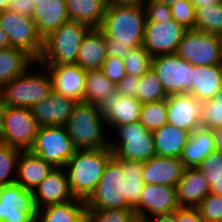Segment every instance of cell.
<instances>
[{
  "instance_id": "1",
  "label": "cell",
  "mask_w": 222,
  "mask_h": 222,
  "mask_svg": "<svg viewBox=\"0 0 222 222\" xmlns=\"http://www.w3.org/2000/svg\"><path fill=\"white\" fill-rule=\"evenodd\" d=\"M113 157L110 147L75 150L65 165L69 186L76 198L85 200L101 179L105 166Z\"/></svg>"
},
{
  "instance_id": "2",
  "label": "cell",
  "mask_w": 222,
  "mask_h": 222,
  "mask_svg": "<svg viewBox=\"0 0 222 222\" xmlns=\"http://www.w3.org/2000/svg\"><path fill=\"white\" fill-rule=\"evenodd\" d=\"M105 120L98 105L77 102L65 125L76 150L104 149L109 147Z\"/></svg>"
},
{
  "instance_id": "3",
  "label": "cell",
  "mask_w": 222,
  "mask_h": 222,
  "mask_svg": "<svg viewBox=\"0 0 222 222\" xmlns=\"http://www.w3.org/2000/svg\"><path fill=\"white\" fill-rule=\"evenodd\" d=\"M145 22L144 7L108 3L100 29L112 43L135 48L144 43Z\"/></svg>"
},
{
  "instance_id": "4",
  "label": "cell",
  "mask_w": 222,
  "mask_h": 222,
  "mask_svg": "<svg viewBox=\"0 0 222 222\" xmlns=\"http://www.w3.org/2000/svg\"><path fill=\"white\" fill-rule=\"evenodd\" d=\"M88 25L69 20L43 39V50L38 63L42 65L76 64L78 51Z\"/></svg>"
},
{
  "instance_id": "5",
  "label": "cell",
  "mask_w": 222,
  "mask_h": 222,
  "mask_svg": "<svg viewBox=\"0 0 222 222\" xmlns=\"http://www.w3.org/2000/svg\"><path fill=\"white\" fill-rule=\"evenodd\" d=\"M36 64L42 71L34 72L30 67L0 89L5 106L31 108L51 92V79L46 67L38 62Z\"/></svg>"
},
{
  "instance_id": "6",
  "label": "cell",
  "mask_w": 222,
  "mask_h": 222,
  "mask_svg": "<svg viewBox=\"0 0 222 222\" xmlns=\"http://www.w3.org/2000/svg\"><path fill=\"white\" fill-rule=\"evenodd\" d=\"M109 147L115 159L145 162L157 156L153 134L140 122L116 127Z\"/></svg>"
},
{
  "instance_id": "7",
  "label": "cell",
  "mask_w": 222,
  "mask_h": 222,
  "mask_svg": "<svg viewBox=\"0 0 222 222\" xmlns=\"http://www.w3.org/2000/svg\"><path fill=\"white\" fill-rule=\"evenodd\" d=\"M126 179L121 164L112 157L99 183L84 200L86 210L132 209L126 202Z\"/></svg>"
},
{
  "instance_id": "8",
  "label": "cell",
  "mask_w": 222,
  "mask_h": 222,
  "mask_svg": "<svg viewBox=\"0 0 222 222\" xmlns=\"http://www.w3.org/2000/svg\"><path fill=\"white\" fill-rule=\"evenodd\" d=\"M75 150L65 126L40 127L29 148L54 167H65Z\"/></svg>"
},
{
  "instance_id": "9",
  "label": "cell",
  "mask_w": 222,
  "mask_h": 222,
  "mask_svg": "<svg viewBox=\"0 0 222 222\" xmlns=\"http://www.w3.org/2000/svg\"><path fill=\"white\" fill-rule=\"evenodd\" d=\"M152 70L158 76L168 96L190 93L194 66L177 53L153 57Z\"/></svg>"
},
{
  "instance_id": "10",
  "label": "cell",
  "mask_w": 222,
  "mask_h": 222,
  "mask_svg": "<svg viewBox=\"0 0 222 222\" xmlns=\"http://www.w3.org/2000/svg\"><path fill=\"white\" fill-rule=\"evenodd\" d=\"M0 27L7 33L11 47L27 51L38 61L43 50V38L32 18L6 9L0 12Z\"/></svg>"
},
{
  "instance_id": "11",
  "label": "cell",
  "mask_w": 222,
  "mask_h": 222,
  "mask_svg": "<svg viewBox=\"0 0 222 222\" xmlns=\"http://www.w3.org/2000/svg\"><path fill=\"white\" fill-rule=\"evenodd\" d=\"M39 128L31 108L6 106L1 142L21 150H29Z\"/></svg>"
},
{
  "instance_id": "12",
  "label": "cell",
  "mask_w": 222,
  "mask_h": 222,
  "mask_svg": "<svg viewBox=\"0 0 222 222\" xmlns=\"http://www.w3.org/2000/svg\"><path fill=\"white\" fill-rule=\"evenodd\" d=\"M221 36L195 29L185 32L176 53L193 66L219 64Z\"/></svg>"
},
{
  "instance_id": "13",
  "label": "cell",
  "mask_w": 222,
  "mask_h": 222,
  "mask_svg": "<svg viewBox=\"0 0 222 222\" xmlns=\"http://www.w3.org/2000/svg\"><path fill=\"white\" fill-rule=\"evenodd\" d=\"M36 212L32 190L17 183L0 187V222H33Z\"/></svg>"
},
{
  "instance_id": "14",
  "label": "cell",
  "mask_w": 222,
  "mask_h": 222,
  "mask_svg": "<svg viewBox=\"0 0 222 222\" xmlns=\"http://www.w3.org/2000/svg\"><path fill=\"white\" fill-rule=\"evenodd\" d=\"M187 30L174 19L145 22L143 47L153 57L176 53Z\"/></svg>"
},
{
  "instance_id": "15",
  "label": "cell",
  "mask_w": 222,
  "mask_h": 222,
  "mask_svg": "<svg viewBox=\"0 0 222 222\" xmlns=\"http://www.w3.org/2000/svg\"><path fill=\"white\" fill-rule=\"evenodd\" d=\"M175 187L166 185L145 184L139 203L133 208L134 214L151 218L177 210Z\"/></svg>"
},
{
  "instance_id": "16",
  "label": "cell",
  "mask_w": 222,
  "mask_h": 222,
  "mask_svg": "<svg viewBox=\"0 0 222 222\" xmlns=\"http://www.w3.org/2000/svg\"><path fill=\"white\" fill-rule=\"evenodd\" d=\"M141 107L142 103L137 98L120 95L118 91L111 93L106 100L98 105L109 132L124 124L138 122Z\"/></svg>"
},
{
  "instance_id": "17",
  "label": "cell",
  "mask_w": 222,
  "mask_h": 222,
  "mask_svg": "<svg viewBox=\"0 0 222 222\" xmlns=\"http://www.w3.org/2000/svg\"><path fill=\"white\" fill-rule=\"evenodd\" d=\"M166 100L169 124L190 133L201 127L202 101L189 93L169 95Z\"/></svg>"
},
{
  "instance_id": "18",
  "label": "cell",
  "mask_w": 222,
  "mask_h": 222,
  "mask_svg": "<svg viewBox=\"0 0 222 222\" xmlns=\"http://www.w3.org/2000/svg\"><path fill=\"white\" fill-rule=\"evenodd\" d=\"M51 79L52 91L77 102L84 101L86 71L77 64L44 65Z\"/></svg>"
},
{
  "instance_id": "19",
  "label": "cell",
  "mask_w": 222,
  "mask_h": 222,
  "mask_svg": "<svg viewBox=\"0 0 222 222\" xmlns=\"http://www.w3.org/2000/svg\"><path fill=\"white\" fill-rule=\"evenodd\" d=\"M77 101L51 90L40 102L31 107L40 127L65 126Z\"/></svg>"
},
{
  "instance_id": "20",
  "label": "cell",
  "mask_w": 222,
  "mask_h": 222,
  "mask_svg": "<svg viewBox=\"0 0 222 222\" xmlns=\"http://www.w3.org/2000/svg\"><path fill=\"white\" fill-rule=\"evenodd\" d=\"M69 186L68 176L64 167H55L33 190L36 209L48 205L64 203L74 199Z\"/></svg>"
},
{
  "instance_id": "21",
  "label": "cell",
  "mask_w": 222,
  "mask_h": 222,
  "mask_svg": "<svg viewBox=\"0 0 222 222\" xmlns=\"http://www.w3.org/2000/svg\"><path fill=\"white\" fill-rule=\"evenodd\" d=\"M184 169L180 158L156 156L143 162V182L175 187Z\"/></svg>"
},
{
  "instance_id": "22",
  "label": "cell",
  "mask_w": 222,
  "mask_h": 222,
  "mask_svg": "<svg viewBox=\"0 0 222 222\" xmlns=\"http://www.w3.org/2000/svg\"><path fill=\"white\" fill-rule=\"evenodd\" d=\"M175 190L178 207L197 209L201 200L210 193V186L197 168H185Z\"/></svg>"
},
{
  "instance_id": "23",
  "label": "cell",
  "mask_w": 222,
  "mask_h": 222,
  "mask_svg": "<svg viewBox=\"0 0 222 222\" xmlns=\"http://www.w3.org/2000/svg\"><path fill=\"white\" fill-rule=\"evenodd\" d=\"M54 168L51 163L29 150H21L17 162L15 183L33 191Z\"/></svg>"
},
{
  "instance_id": "24",
  "label": "cell",
  "mask_w": 222,
  "mask_h": 222,
  "mask_svg": "<svg viewBox=\"0 0 222 222\" xmlns=\"http://www.w3.org/2000/svg\"><path fill=\"white\" fill-rule=\"evenodd\" d=\"M106 57L104 32L100 28H91L80 45L76 64L85 71L102 69Z\"/></svg>"
},
{
  "instance_id": "25",
  "label": "cell",
  "mask_w": 222,
  "mask_h": 222,
  "mask_svg": "<svg viewBox=\"0 0 222 222\" xmlns=\"http://www.w3.org/2000/svg\"><path fill=\"white\" fill-rule=\"evenodd\" d=\"M32 19L39 35L44 39L63 23L69 21L65 0L38 2L34 6Z\"/></svg>"
},
{
  "instance_id": "26",
  "label": "cell",
  "mask_w": 222,
  "mask_h": 222,
  "mask_svg": "<svg viewBox=\"0 0 222 222\" xmlns=\"http://www.w3.org/2000/svg\"><path fill=\"white\" fill-rule=\"evenodd\" d=\"M214 150L216 148L212 131L201 126L190 133L180 160L185 168H197Z\"/></svg>"
},
{
  "instance_id": "27",
  "label": "cell",
  "mask_w": 222,
  "mask_h": 222,
  "mask_svg": "<svg viewBox=\"0 0 222 222\" xmlns=\"http://www.w3.org/2000/svg\"><path fill=\"white\" fill-rule=\"evenodd\" d=\"M37 60L27 51L19 48L0 50V89L9 81L24 74Z\"/></svg>"
},
{
  "instance_id": "28",
  "label": "cell",
  "mask_w": 222,
  "mask_h": 222,
  "mask_svg": "<svg viewBox=\"0 0 222 222\" xmlns=\"http://www.w3.org/2000/svg\"><path fill=\"white\" fill-rule=\"evenodd\" d=\"M222 88V69L219 64L194 66L192 87L189 94L200 101L213 98Z\"/></svg>"
},
{
  "instance_id": "29",
  "label": "cell",
  "mask_w": 222,
  "mask_h": 222,
  "mask_svg": "<svg viewBox=\"0 0 222 222\" xmlns=\"http://www.w3.org/2000/svg\"><path fill=\"white\" fill-rule=\"evenodd\" d=\"M152 134L157 156L180 158L190 132L166 123Z\"/></svg>"
},
{
  "instance_id": "30",
  "label": "cell",
  "mask_w": 222,
  "mask_h": 222,
  "mask_svg": "<svg viewBox=\"0 0 222 222\" xmlns=\"http://www.w3.org/2000/svg\"><path fill=\"white\" fill-rule=\"evenodd\" d=\"M70 20L84 23L91 28H100L103 23L107 0H65Z\"/></svg>"
},
{
  "instance_id": "31",
  "label": "cell",
  "mask_w": 222,
  "mask_h": 222,
  "mask_svg": "<svg viewBox=\"0 0 222 222\" xmlns=\"http://www.w3.org/2000/svg\"><path fill=\"white\" fill-rule=\"evenodd\" d=\"M86 211L84 200L75 197L64 203L37 209L36 220L38 222H79Z\"/></svg>"
},
{
  "instance_id": "32",
  "label": "cell",
  "mask_w": 222,
  "mask_h": 222,
  "mask_svg": "<svg viewBox=\"0 0 222 222\" xmlns=\"http://www.w3.org/2000/svg\"><path fill=\"white\" fill-rule=\"evenodd\" d=\"M116 91V84L105 76L102 69L86 71L84 102L99 105Z\"/></svg>"
},
{
  "instance_id": "33",
  "label": "cell",
  "mask_w": 222,
  "mask_h": 222,
  "mask_svg": "<svg viewBox=\"0 0 222 222\" xmlns=\"http://www.w3.org/2000/svg\"><path fill=\"white\" fill-rule=\"evenodd\" d=\"M122 167L126 179L127 204L133 209L138 203L145 183L143 182V162L116 159Z\"/></svg>"
},
{
  "instance_id": "34",
  "label": "cell",
  "mask_w": 222,
  "mask_h": 222,
  "mask_svg": "<svg viewBox=\"0 0 222 222\" xmlns=\"http://www.w3.org/2000/svg\"><path fill=\"white\" fill-rule=\"evenodd\" d=\"M195 30L222 36V2L196 9Z\"/></svg>"
},
{
  "instance_id": "35",
  "label": "cell",
  "mask_w": 222,
  "mask_h": 222,
  "mask_svg": "<svg viewBox=\"0 0 222 222\" xmlns=\"http://www.w3.org/2000/svg\"><path fill=\"white\" fill-rule=\"evenodd\" d=\"M167 97L168 95L164 91L161 81L152 68L139 77L137 99L142 104L159 102L167 99Z\"/></svg>"
},
{
  "instance_id": "36",
  "label": "cell",
  "mask_w": 222,
  "mask_h": 222,
  "mask_svg": "<svg viewBox=\"0 0 222 222\" xmlns=\"http://www.w3.org/2000/svg\"><path fill=\"white\" fill-rule=\"evenodd\" d=\"M209 183L210 193L222 195V152L214 150L197 167Z\"/></svg>"
},
{
  "instance_id": "37",
  "label": "cell",
  "mask_w": 222,
  "mask_h": 222,
  "mask_svg": "<svg viewBox=\"0 0 222 222\" xmlns=\"http://www.w3.org/2000/svg\"><path fill=\"white\" fill-rule=\"evenodd\" d=\"M139 122L151 132L168 123L167 100L142 104Z\"/></svg>"
},
{
  "instance_id": "38",
  "label": "cell",
  "mask_w": 222,
  "mask_h": 222,
  "mask_svg": "<svg viewBox=\"0 0 222 222\" xmlns=\"http://www.w3.org/2000/svg\"><path fill=\"white\" fill-rule=\"evenodd\" d=\"M21 149L0 142V187L15 183Z\"/></svg>"
},
{
  "instance_id": "39",
  "label": "cell",
  "mask_w": 222,
  "mask_h": 222,
  "mask_svg": "<svg viewBox=\"0 0 222 222\" xmlns=\"http://www.w3.org/2000/svg\"><path fill=\"white\" fill-rule=\"evenodd\" d=\"M153 56L142 46L132 48L123 58L127 75L142 76L152 68Z\"/></svg>"
},
{
  "instance_id": "40",
  "label": "cell",
  "mask_w": 222,
  "mask_h": 222,
  "mask_svg": "<svg viewBox=\"0 0 222 222\" xmlns=\"http://www.w3.org/2000/svg\"><path fill=\"white\" fill-rule=\"evenodd\" d=\"M201 126L211 131L222 128V88L213 98L202 101Z\"/></svg>"
},
{
  "instance_id": "41",
  "label": "cell",
  "mask_w": 222,
  "mask_h": 222,
  "mask_svg": "<svg viewBox=\"0 0 222 222\" xmlns=\"http://www.w3.org/2000/svg\"><path fill=\"white\" fill-rule=\"evenodd\" d=\"M197 209L204 222H222V195L208 193Z\"/></svg>"
},
{
  "instance_id": "42",
  "label": "cell",
  "mask_w": 222,
  "mask_h": 222,
  "mask_svg": "<svg viewBox=\"0 0 222 222\" xmlns=\"http://www.w3.org/2000/svg\"><path fill=\"white\" fill-rule=\"evenodd\" d=\"M172 18L186 29H195L196 8L191 0H179L170 6Z\"/></svg>"
},
{
  "instance_id": "43",
  "label": "cell",
  "mask_w": 222,
  "mask_h": 222,
  "mask_svg": "<svg viewBox=\"0 0 222 222\" xmlns=\"http://www.w3.org/2000/svg\"><path fill=\"white\" fill-rule=\"evenodd\" d=\"M95 222H128L135 214L133 209L87 210Z\"/></svg>"
},
{
  "instance_id": "44",
  "label": "cell",
  "mask_w": 222,
  "mask_h": 222,
  "mask_svg": "<svg viewBox=\"0 0 222 222\" xmlns=\"http://www.w3.org/2000/svg\"><path fill=\"white\" fill-rule=\"evenodd\" d=\"M102 70L105 76L116 85L127 75L123 59L119 57L107 56Z\"/></svg>"
},
{
  "instance_id": "45",
  "label": "cell",
  "mask_w": 222,
  "mask_h": 222,
  "mask_svg": "<svg viewBox=\"0 0 222 222\" xmlns=\"http://www.w3.org/2000/svg\"><path fill=\"white\" fill-rule=\"evenodd\" d=\"M145 10L146 22H156L157 20L173 19L170 6L157 0H148L143 6Z\"/></svg>"
},
{
  "instance_id": "46",
  "label": "cell",
  "mask_w": 222,
  "mask_h": 222,
  "mask_svg": "<svg viewBox=\"0 0 222 222\" xmlns=\"http://www.w3.org/2000/svg\"><path fill=\"white\" fill-rule=\"evenodd\" d=\"M137 84H139V77L126 75L116 87L120 95L137 98Z\"/></svg>"
},
{
  "instance_id": "47",
  "label": "cell",
  "mask_w": 222,
  "mask_h": 222,
  "mask_svg": "<svg viewBox=\"0 0 222 222\" xmlns=\"http://www.w3.org/2000/svg\"><path fill=\"white\" fill-rule=\"evenodd\" d=\"M175 222H204V220L198 209L179 207L175 210Z\"/></svg>"
},
{
  "instance_id": "48",
  "label": "cell",
  "mask_w": 222,
  "mask_h": 222,
  "mask_svg": "<svg viewBox=\"0 0 222 222\" xmlns=\"http://www.w3.org/2000/svg\"><path fill=\"white\" fill-rule=\"evenodd\" d=\"M105 44L107 56L119 57L121 59H123L132 49V47L128 44L112 43V41L106 36Z\"/></svg>"
},
{
  "instance_id": "49",
  "label": "cell",
  "mask_w": 222,
  "mask_h": 222,
  "mask_svg": "<svg viewBox=\"0 0 222 222\" xmlns=\"http://www.w3.org/2000/svg\"><path fill=\"white\" fill-rule=\"evenodd\" d=\"M34 6L35 5L32 0H20L11 2L9 5V9L20 13L23 16L32 18Z\"/></svg>"
},
{
  "instance_id": "50",
  "label": "cell",
  "mask_w": 222,
  "mask_h": 222,
  "mask_svg": "<svg viewBox=\"0 0 222 222\" xmlns=\"http://www.w3.org/2000/svg\"><path fill=\"white\" fill-rule=\"evenodd\" d=\"M108 3L116 5L141 6L143 7L148 0H107Z\"/></svg>"
},
{
  "instance_id": "51",
  "label": "cell",
  "mask_w": 222,
  "mask_h": 222,
  "mask_svg": "<svg viewBox=\"0 0 222 222\" xmlns=\"http://www.w3.org/2000/svg\"><path fill=\"white\" fill-rule=\"evenodd\" d=\"M152 222H175V211L168 214H160L150 218Z\"/></svg>"
},
{
  "instance_id": "52",
  "label": "cell",
  "mask_w": 222,
  "mask_h": 222,
  "mask_svg": "<svg viewBox=\"0 0 222 222\" xmlns=\"http://www.w3.org/2000/svg\"><path fill=\"white\" fill-rule=\"evenodd\" d=\"M212 133L214 137L216 150H219L222 152V128H217L213 130Z\"/></svg>"
},
{
  "instance_id": "53",
  "label": "cell",
  "mask_w": 222,
  "mask_h": 222,
  "mask_svg": "<svg viewBox=\"0 0 222 222\" xmlns=\"http://www.w3.org/2000/svg\"><path fill=\"white\" fill-rule=\"evenodd\" d=\"M193 6L198 9V8H203V7H209L211 5H214L218 3L221 0H191Z\"/></svg>"
},
{
  "instance_id": "54",
  "label": "cell",
  "mask_w": 222,
  "mask_h": 222,
  "mask_svg": "<svg viewBox=\"0 0 222 222\" xmlns=\"http://www.w3.org/2000/svg\"><path fill=\"white\" fill-rule=\"evenodd\" d=\"M10 40L7 33L0 27V50L10 48Z\"/></svg>"
},
{
  "instance_id": "55",
  "label": "cell",
  "mask_w": 222,
  "mask_h": 222,
  "mask_svg": "<svg viewBox=\"0 0 222 222\" xmlns=\"http://www.w3.org/2000/svg\"><path fill=\"white\" fill-rule=\"evenodd\" d=\"M5 108H6V106L3 102L2 96L0 94V142H1L2 131H3V118H4Z\"/></svg>"
},
{
  "instance_id": "56",
  "label": "cell",
  "mask_w": 222,
  "mask_h": 222,
  "mask_svg": "<svg viewBox=\"0 0 222 222\" xmlns=\"http://www.w3.org/2000/svg\"><path fill=\"white\" fill-rule=\"evenodd\" d=\"M79 222H95L94 218L86 211L80 218Z\"/></svg>"
},
{
  "instance_id": "57",
  "label": "cell",
  "mask_w": 222,
  "mask_h": 222,
  "mask_svg": "<svg viewBox=\"0 0 222 222\" xmlns=\"http://www.w3.org/2000/svg\"><path fill=\"white\" fill-rule=\"evenodd\" d=\"M10 2H4V0H0V12L9 9Z\"/></svg>"
},
{
  "instance_id": "58",
  "label": "cell",
  "mask_w": 222,
  "mask_h": 222,
  "mask_svg": "<svg viewBox=\"0 0 222 222\" xmlns=\"http://www.w3.org/2000/svg\"><path fill=\"white\" fill-rule=\"evenodd\" d=\"M157 1L162 2L163 4L167 6H171L172 4H175L176 2H178L179 0H157Z\"/></svg>"
},
{
  "instance_id": "59",
  "label": "cell",
  "mask_w": 222,
  "mask_h": 222,
  "mask_svg": "<svg viewBox=\"0 0 222 222\" xmlns=\"http://www.w3.org/2000/svg\"><path fill=\"white\" fill-rule=\"evenodd\" d=\"M219 66L222 69V36L220 41V59H219Z\"/></svg>"
},
{
  "instance_id": "60",
  "label": "cell",
  "mask_w": 222,
  "mask_h": 222,
  "mask_svg": "<svg viewBox=\"0 0 222 222\" xmlns=\"http://www.w3.org/2000/svg\"><path fill=\"white\" fill-rule=\"evenodd\" d=\"M138 222H152L150 218H143L142 216L138 215Z\"/></svg>"
},
{
  "instance_id": "61",
  "label": "cell",
  "mask_w": 222,
  "mask_h": 222,
  "mask_svg": "<svg viewBox=\"0 0 222 222\" xmlns=\"http://www.w3.org/2000/svg\"><path fill=\"white\" fill-rule=\"evenodd\" d=\"M128 222H138V215H134Z\"/></svg>"
},
{
  "instance_id": "62",
  "label": "cell",
  "mask_w": 222,
  "mask_h": 222,
  "mask_svg": "<svg viewBox=\"0 0 222 222\" xmlns=\"http://www.w3.org/2000/svg\"><path fill=\"white\" fill-rule=\"evenodd\" d=\"M34 5H38V2H46V1H53V0H32Z\"/></svg>"
},
{
  "instance_id": "63",
  "label": "cell",
  "mask_w": 222,
  "mask_h": 222,
  "mask_svg": "<svg viewBox=\"0 0 222 222\" xmlns=\"http://www.w3.org/2000/svg\"><path fill=\"white\" fill-rule=\"evenodd\" d=\"M13 1H20V0H4V2H13Z\"/></svg>"
}]
</instances>
